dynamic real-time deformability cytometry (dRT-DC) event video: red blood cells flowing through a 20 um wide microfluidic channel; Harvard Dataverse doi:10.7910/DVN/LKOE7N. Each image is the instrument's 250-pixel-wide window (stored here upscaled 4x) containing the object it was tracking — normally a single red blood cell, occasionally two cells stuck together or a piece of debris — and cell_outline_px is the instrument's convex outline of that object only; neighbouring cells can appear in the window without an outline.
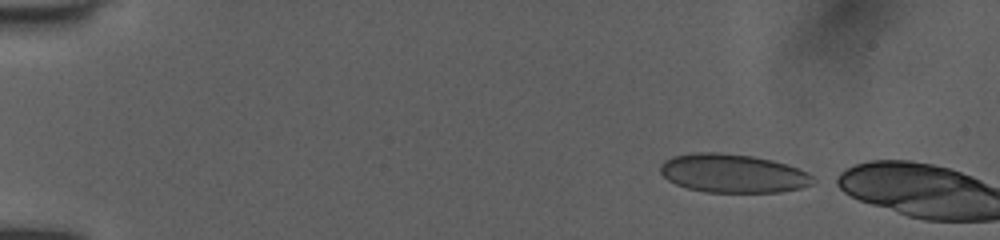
{"species": "human", "species_latin": "Homo sapiens", "temperature_condition": "room temperature", "stored_images_in_passage": 4, "camera_frame_rate_fps": 3000, "um_per_image_px": 0.085, "donor": {"sex": "female"}, "frame": {"image": 1, "passage_image": 1, "time_ms": 0.0, "image_size_px": [1000, 240], "cell_outline_px": [[820, 180], [812, 184], [800, 188], [780, 192], [704, 192], [688, 188], [676, 184], [668, 180], [660, 172], [660, 164], [664, 160], [672, 156], [692, 152], [720, 152], [752, 156], [772, 160], [788, 164], [808, 172]], "centroid_in_image_um": [62.32, 14.73], "position_along_channel_um": 22.7, "area_um2": 34.8}}